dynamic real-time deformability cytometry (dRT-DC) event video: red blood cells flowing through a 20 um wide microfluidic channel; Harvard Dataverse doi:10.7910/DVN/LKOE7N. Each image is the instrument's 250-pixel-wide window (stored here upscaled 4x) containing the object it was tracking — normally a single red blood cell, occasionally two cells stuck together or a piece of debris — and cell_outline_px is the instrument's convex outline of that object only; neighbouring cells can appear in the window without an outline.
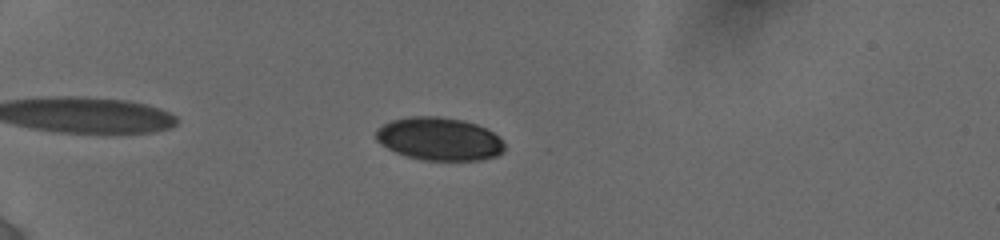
{"species": "human", "species_latin": "Homo sapiens", "temperature_condition": "cold", "stored_images_in_passage": 46, "camera_frame_rate_fps": 3000, "um_per_image_px": 0.085, "donor": {"sex": "female"}, "frame": {"image": 1, "passage_image": 8, "time_ms": 2.333, "image_size_px": [1000, 240], "cell_outline_px": [[504, 152], [496, 156], [480, 160], [420, 160], [396, 152], [380, 144], [376, 140], [376, 128], [392, 120], [412, 116], [440, 116], [464, 120], [476, 124], [500, 136], [504, 144]], "centroid_in_image_um": [37.34, 11.8], "position_along_channel_um": 47.7, "area_um2": 32.31}}
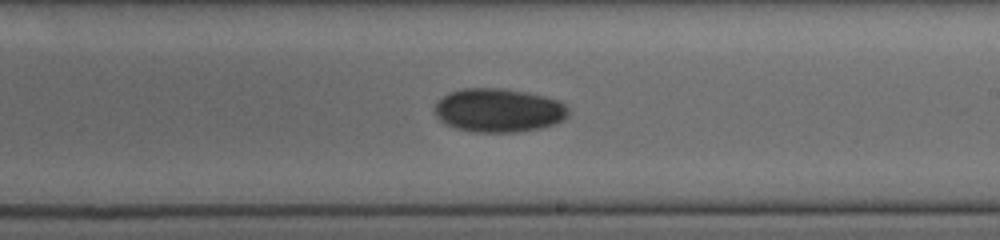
{"frame": {"image": 2, "passage_image": 27, "time_ms": 8.667, "image_size_px": [1000, 240], "cell_outline_px": [[568, 116], [564, 120], [540, 128], [516, 132], [472, 132], [456, 128], [444, 124], [436, 116], [436, 104], [448, 92], [464, 88], [500, 88], [524, 92], [544, 96], [560, 100], [568, 108]], "centroid_in_image_um": [42.39, 9.38], "position_along_channel_um": 246.6, "area_um2": 33.99}}
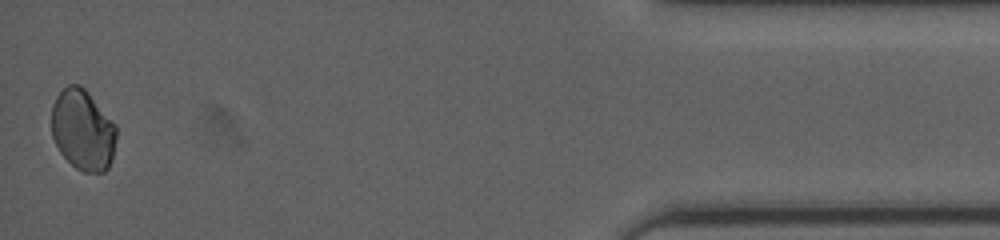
{"frame": {"image": 3, "passage_image": 46, "time_ms": 15.0, "image_size_px": [1000, 240], "cell_outline_px": [[116, 136], [112, 160], [108, 168], [104, 172], [84, 172], [76, 168], [60, 152], [52, 136], [52, 104], [56, 96], [68, 84], [80, 84], [88, 92], [116, 124]], "centroid_in_image_um": [7.05, 11.04], "position_along_channel_um": 428.2, "area_um2": 30.52}, "authors_computed_cell_mechanics": {"area_um2": 32.3102, "velocity_mm_per_s": 3.8622, "shape_relaxation_time_tau1_ms": 3.6363, "shape_relaxation_time_tau2_ms": null, "deformation_change_tau1": 0.0635, "deformation_change_tau2": null}}